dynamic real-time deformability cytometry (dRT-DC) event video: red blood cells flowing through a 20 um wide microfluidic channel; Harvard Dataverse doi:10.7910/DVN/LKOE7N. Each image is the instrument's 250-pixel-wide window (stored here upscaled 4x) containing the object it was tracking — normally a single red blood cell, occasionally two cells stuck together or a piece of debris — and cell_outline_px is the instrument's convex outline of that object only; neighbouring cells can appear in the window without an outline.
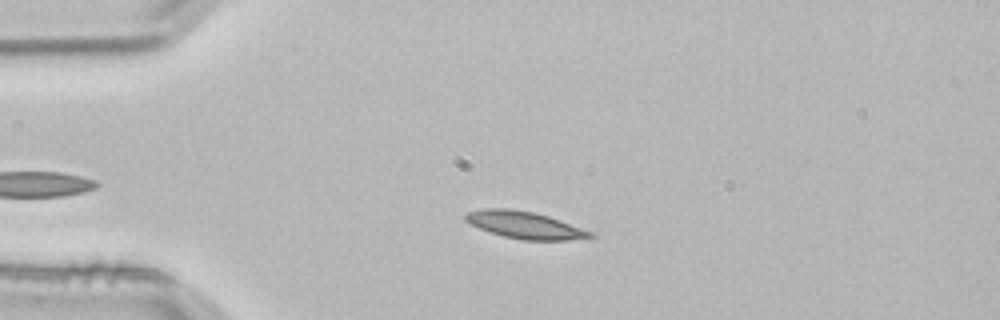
{"species": "common noctule bat (a hibernating species)", "species_latin": "Nyctalus noctula", "temperature_condition": "room temperature", "stored_images_in_passage": 44, "camera_frame_rate_fps": 3000, "um_per_image_px": 0.085, "animal": {"sex": "male", "body_mass_g": 21.5, "forearm_length_mm": 52.0}, "frame": {"image": 1, "passage_image": 9, "time_ms": 2.667, "image_size_px": [1000, 320], "cell_outline_px": [[596, 236], [568, 240], [524, 240], [504, 236], [488, 232], [464, 220], [464, 216], [468, 212], [484, 208], [508, 208], [532, 212], [548, 216], [592, 232]], "centroid_in_image_um": [44.57, 19.12], "position_along_channel_um": 40.4, "area_um2": 19.42}}
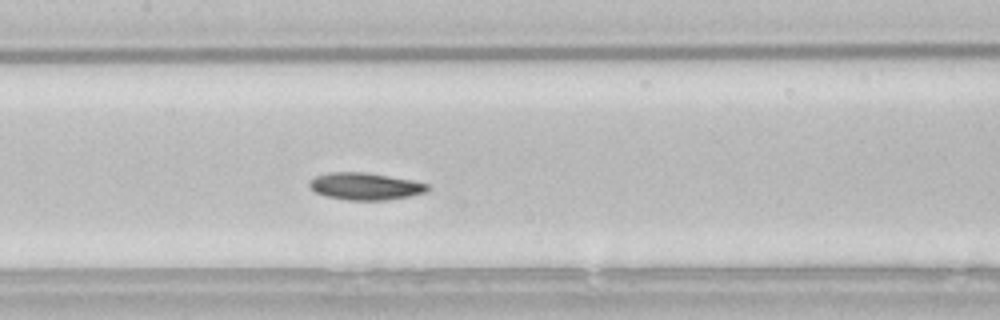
{"frame": {"image": 2, "passage_image": 22, "time_ms": 7.0, "image_size_px": [1000, 320], "cell_outline_px": [[428, 188], [424, 192], [408, 196], [384, 200], [348, 200], [324, 196], [308, 188], [308, 180], [316, 176], [328, 172], [364, 172], [412, 180], [428, 184]], "centroid_in_image_um": [30.95, 15.83], "position_along_channel_um": 176.4, "area_um2": 18.61}}
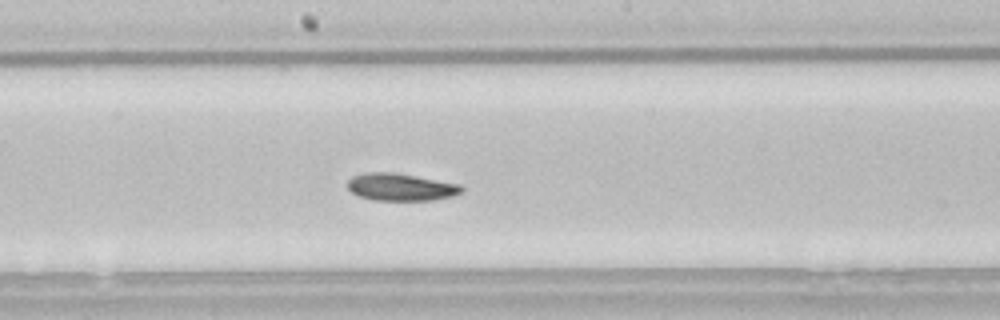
{"frame": {"image": 3, "passage_image": 25, "time_ms": 8.0, "image_size_px": [1000, 320], "cell_outline_px": [[464, 192], [452, 196], [432, 200], [372, 200], [360, 196], [352, 192], [348, 188], [348, 180], [352, 176], [364, 172], [392, 172], [416, 176], [460, 184], [464, 188]], "centroid_in_image_um": [34.07, 15.89], "position_along_channel_um": 214.1, "area_um2": 18.21}, "authors_computed_cell_mechanics": {"area_um2": 19.074, "velocity_mm_per_s": 3.7897, "shape_relaxation_time_tau1_ms": 6.3278, "shape_relaxation_time_tau2_ms": 3.3948, "deformation_change_tau1": 0.1255, "deformation_change_tau2": 0.0919}}